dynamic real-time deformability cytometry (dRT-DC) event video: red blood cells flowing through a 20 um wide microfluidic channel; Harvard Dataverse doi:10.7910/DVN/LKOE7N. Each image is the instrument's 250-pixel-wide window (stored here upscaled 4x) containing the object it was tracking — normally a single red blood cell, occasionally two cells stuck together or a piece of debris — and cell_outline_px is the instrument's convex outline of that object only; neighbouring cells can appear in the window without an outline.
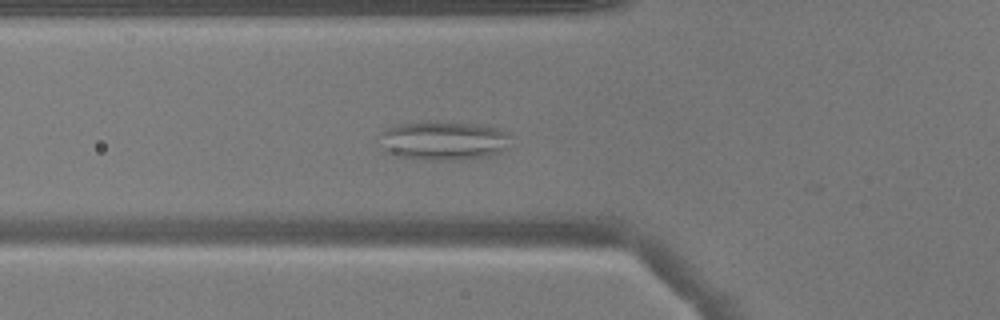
{"species": "common noctule bat (a hibernating species)", "species_latin": "Nyctalus noctula", "temperature_condition": "warm", "stored_images_in_passage": 9, "camera_frame_rate_fps": 3000, "um_per_image_px": 0.085, "animal": {"sex": "male", "body_mass_g": 17.9}, "frame": {"image": 1, "passage_image": 6, "time_ms": 1.667, "image_size_px": [1000, 320], "cell_outline_px": [[512, 132], [504, 148], [500, 152], [488, 156], [464, 160], [428, 160], [400, 156], [388, 152], [384, 148], [384, 132], [388, 128], [400, 124], [484, 124], [500, 128]], "centroid_in_image_um": [37.84, 11.99], "position_along_channel_um": 88.0, "area_um2": 28.67}}